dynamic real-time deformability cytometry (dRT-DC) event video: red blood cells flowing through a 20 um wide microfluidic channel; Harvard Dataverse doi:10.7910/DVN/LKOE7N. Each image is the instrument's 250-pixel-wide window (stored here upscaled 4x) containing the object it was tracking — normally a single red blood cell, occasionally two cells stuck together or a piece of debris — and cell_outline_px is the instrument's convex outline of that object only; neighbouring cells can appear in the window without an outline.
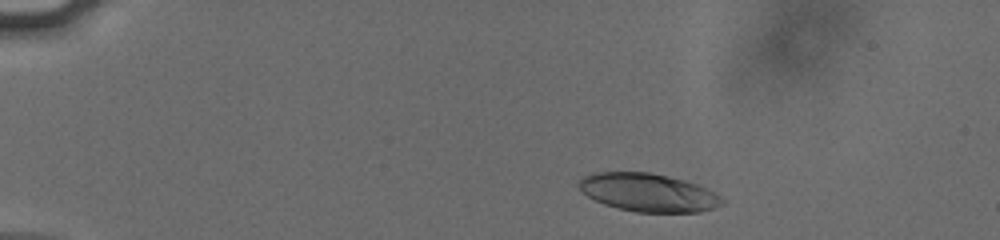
{"species": "human", "species_latin": "Homo sapiens", "temperature_condition": "cold", "stored_images_in_passage": 43, "camera_frame_rate_fps": 3000, "um_per_image_px": 0.085, "donor": {"sex": "male"}, "frame": {"image": 1, "passage_image": 5, "time_ms": 1.333, "image_size_px": [1000, 240], "cell_outline_px": [[724, 204], [716, 208], [700, 212], [636, 212], [604, 204], [588, 196], [580, 188], [580, 180], [584, 176], [592, 172], [648, 172], [668, 176], [684, 180], [696, 184], [720, 196], [724, 200]], "centroid_in_image_um": [55.12, 16.37], "position_along_channel_um": 29.9, "area_um2": 31.56}}
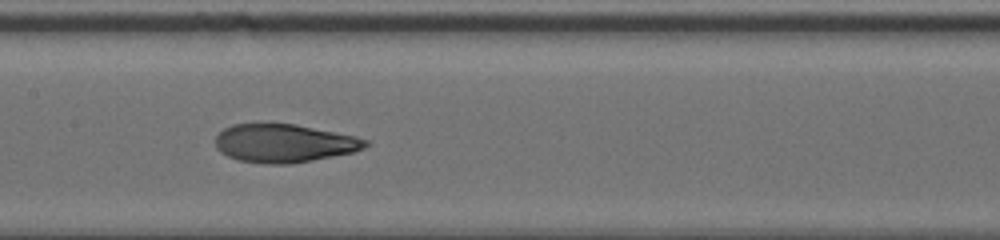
{"frame": {"image": 2, "passage_image": 24, "time_ms": 7.667, "image_size_px": [1000, 240], "cell_outline_px": [[368, 144], [364, 148], [352, 152], [312, 160], [288, 164], [264, 164], [240, 160], [228, 156], [220, 152], [216, 148], [216, 136], [224, 128], [232, 124], [296, 124], [356, 136], [368, 140]], "centroid_in_image_um": [24.14, 12.17], "position_along_channel_um": 183.3, "area_um2": 33.29}}
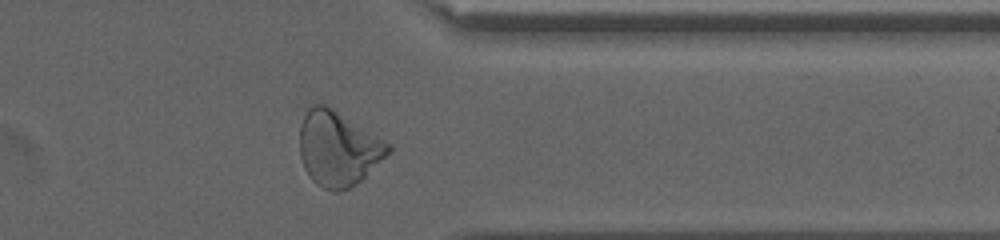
{"frame": {"image": 3, "passage_image": 40, "time_ms": 13.0, "image_size_px": [1000, 240], "cell_outline_px": [[392, 152], [356, 184], [348, 188], [336, 192], [332, 192], [316, 184], [312, 180], [304, 168], [300, 156], [300, 124], [308, 108], [316, 104], [324, 104], [332, 108], [392, 144]], "centroid_in_image_um": [28.75, 12.64], "position_along_channel_um": 382.6, "area_um2": 38.61}, "authors_computed_cell_mechanics": {"area_um2": 33.4662, "velocity_mm_per_s": 3.8112, "shape_relaxation_time_tau1_ms": 6.6164, "shape_relaxation_time_tau2_ms": 1.4813, "deformation_change_tau1": 0.2427, "deformation_change_tau2": 0.0878}}